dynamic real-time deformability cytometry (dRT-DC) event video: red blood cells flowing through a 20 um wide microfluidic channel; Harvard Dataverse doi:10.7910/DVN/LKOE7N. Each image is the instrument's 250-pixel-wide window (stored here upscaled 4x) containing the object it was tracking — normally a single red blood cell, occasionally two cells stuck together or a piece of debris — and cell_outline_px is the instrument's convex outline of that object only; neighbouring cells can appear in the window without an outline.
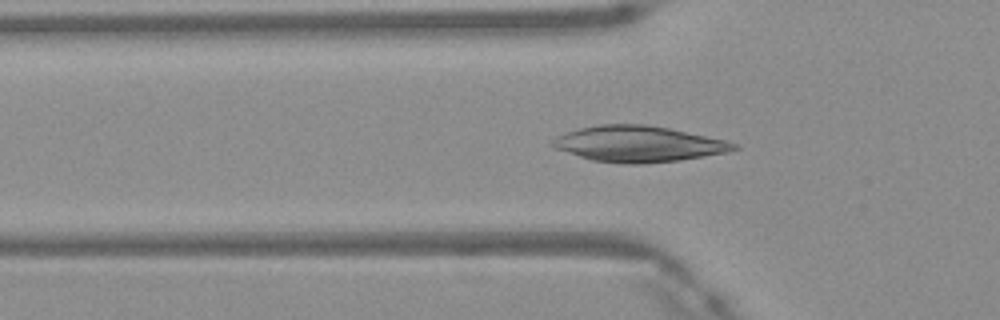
{"species": "Egyptian fruit bat (a non-hibernating species)", "species_latin": "Rousettus aegyptiacus", "temperature_condition": "warm", "stored_images_in_passage": 48, "camera_frame_rate_fps": 3000, "um_per_image_px": 0.085, "frame": {"image": 1, "passage_image": 16, "time_ms": 5.0, "image_size_px": [1000, 320], "cell_outline_px": [[740, 148], [728, 152], [680, 160], [644, 164], [624, 164], [592, 160], [556, 148], [552, 144], [552, 140], [556, 136], [580, 128], [600, 124], [644, 124], [668, 128], [724, 140], [740, 144]], "centroid_in_image_um": [54.3, 12.24], "position_along_channel_um": 71.5, "area_um2": 37.69}}
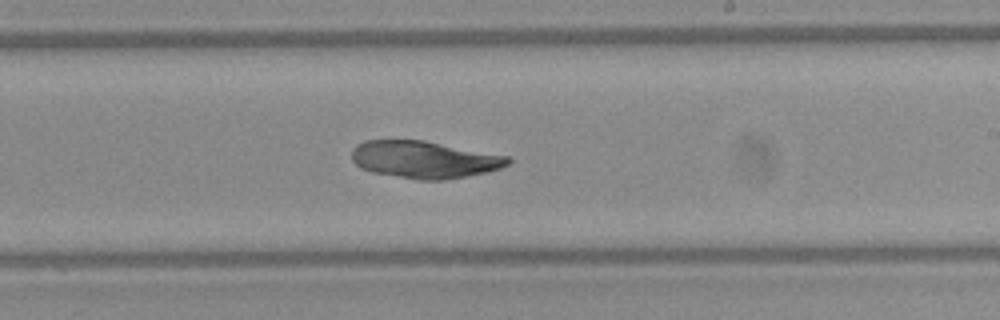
{"frame": {"image": 2, "passage_image": 29, "time_ms": 9.333, "image_size_px": [1000, 320], "cell_outline_px": [[512, 160], [508, 164], [500, 168], [484, 172], [444, 180], [420, 180], [372, 172], [360, 168], [352, 160], [352, 148], [356, 144], [364, 140], [424, 140], [512, 156]], "centroid_in_image_um": [36.07, 13.55], "position_along_channel_um": 252.9, "area_um2": 34.04}}
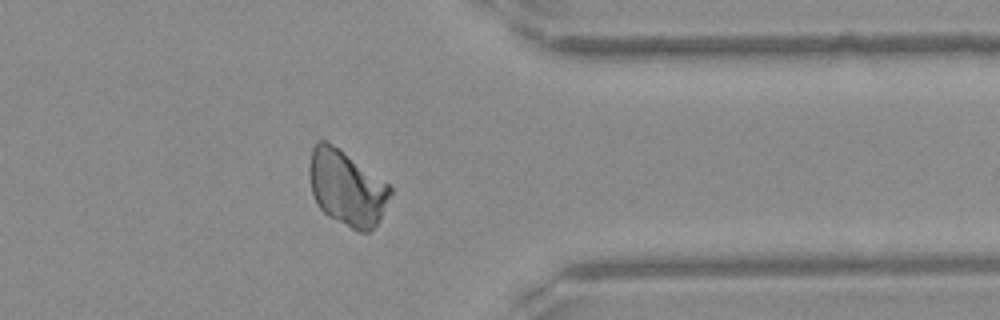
{"frame": {"image": 3, "passage_image": 39, "time_ms": 12.667, "image_size_px": [1000, 320], "cell_outline_px": [[392, 192], [376, 224], [368, 232], [360, 232], [328, 216], [316, 204], [312, 192], [308, 176], [308, 168], [312, 148], [316, 140], [328, 140], [340, 148], [388, 184], [392, 188]], "centroid_in_image_um": [29.42, 15.93], "position_along_channel_um": 382.0, "area_um2": 35.37}}